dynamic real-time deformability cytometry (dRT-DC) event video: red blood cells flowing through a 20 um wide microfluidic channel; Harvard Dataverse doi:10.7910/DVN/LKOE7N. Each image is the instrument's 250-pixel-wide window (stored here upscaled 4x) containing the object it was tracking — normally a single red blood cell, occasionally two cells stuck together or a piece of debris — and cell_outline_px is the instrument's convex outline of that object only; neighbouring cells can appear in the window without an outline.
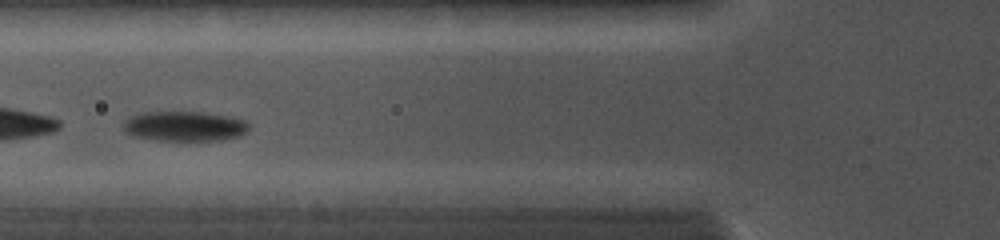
{"species": "common noctule bat (a hibernating species)", "species_latin": "Nyctalus noctula", "temperature_condition": "cold", "stored_images_in_passage": 5, "camera_frame_rate_fps": 5000, "um_per_image_px": 0.085, "animal": {"sex": "female", "body_mass_g": 19.0, "forearm_length_mm": 56.7}, "frame": {"image": 1, "passage_image": 2, "time_ms": 0.8, "image_size_px": [1000, 240], "cell_outline_px": [[252, 124], [248, 132], [240, 136], [220, 140], [156, 140], [132, 136], [124, 128], [124, 120], [128, 116], [140, 112], [200, 112], [232, 116], [244, 120]], "centroid_in_image_um": [15.73, 10.72], "position_along_channel_um": 110.1, "area_um2": 22.2}}